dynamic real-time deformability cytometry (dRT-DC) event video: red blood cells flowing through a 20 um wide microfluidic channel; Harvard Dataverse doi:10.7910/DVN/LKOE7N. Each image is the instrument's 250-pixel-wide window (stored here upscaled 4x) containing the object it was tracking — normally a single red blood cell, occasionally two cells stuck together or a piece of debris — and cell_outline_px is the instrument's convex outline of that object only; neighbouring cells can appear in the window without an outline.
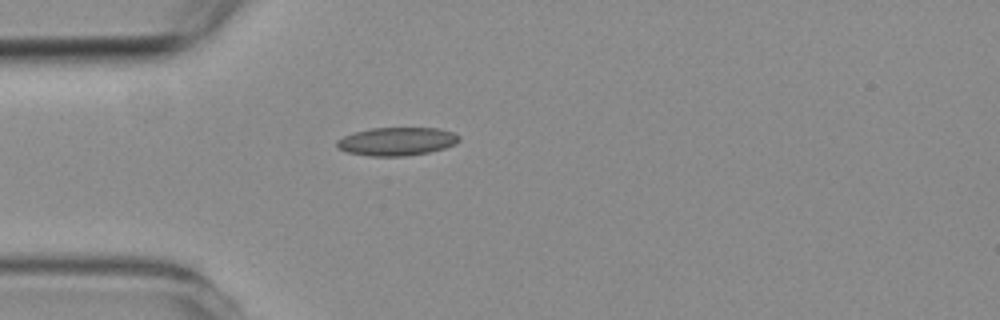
{"species": "common noctule bat (a hibernating species)", "species_latin": "Nyctalus noctula", "temperature_condition": "room temperature", "stored_images_in_passage": 3, "camera_frame_rate_fps": 3000, "um_per_image_px": 0.085, "animal": {"sex": "female", "body_mass_g": 19.3, "forearm_length_mm": 54.1}, "frame": {"image": 1, "passage_image": 3, "time_ms": 2.333, "image_size_px": [1000, 320], "cell_outline_px": [[460, 140], [456, 144], [444, 148], [428, 152], [404, 156], [368, 156], [348, 152], [336, 148], [336, 140], [344, 136], [356, 132], [372, 128], [440, 128], [452, 132], [460, 136]], "centroid_in_image_um": [33.73, 12.02], "position_along_channel_um": 51.3, "area_um2": 20.11}}